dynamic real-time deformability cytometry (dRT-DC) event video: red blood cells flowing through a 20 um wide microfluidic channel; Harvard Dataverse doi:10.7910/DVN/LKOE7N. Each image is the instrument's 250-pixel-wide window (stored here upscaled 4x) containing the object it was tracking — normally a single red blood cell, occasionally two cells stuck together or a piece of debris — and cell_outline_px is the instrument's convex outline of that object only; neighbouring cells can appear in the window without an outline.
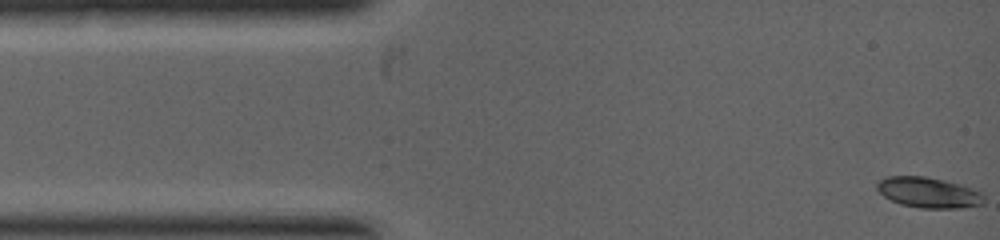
{"species": "common noctule bat (a hibernating species)", "species_latin": "Nyctalus noctula", "temperature_condition": "warm", "stored_images_in_passage": 7, "camera_frame_rate_fps": 5000, "um_per_image_px": 0.085, "animal": {"sex": "female", "body_mass_g": 19.0, "forearm_length_mm": 53.3}, "frame": {"image": 1, "passage_image": 1, "time_ms": 0.0, "image_size_px": [1000, 240], "cell_outline_px": [[984, 204], [960, 208], [920, 208], [900, 204], [884, 196], [876, 188], [876, 184], [880, 180], [888, 176], [924, 176], [960, 184], [980, 192], [984, 196]], "centroid_in_image_um": [78.92, 16.37], "position_along_channel_um": 6.1, "area_um2": 18.9}}
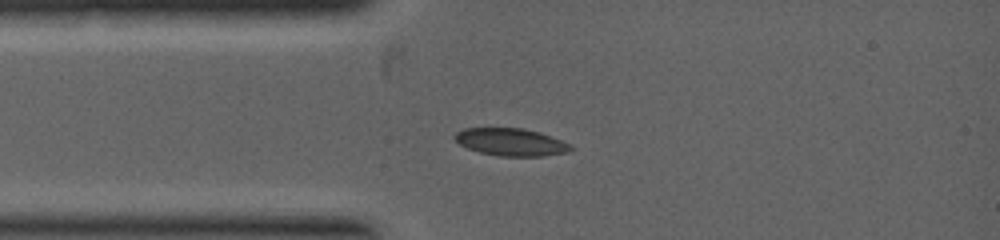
{"frame": {"image": 2, "passage_image": 5, "time_ms": 1.6, "image_size_px": [1000, 240], "cell_outline_px": [[572, 148], [568, 152], [544, 156], [500, 156], [480, 152], [468, 148], [460, 144], [452, 136], [456, 132], [464, 128], [524, 128], [540, 132], [572, 144]], "centroid_in_image_um": [43.44, 12.07], "position_along_channel_um": 41.6, "area_um2": 18.61}}
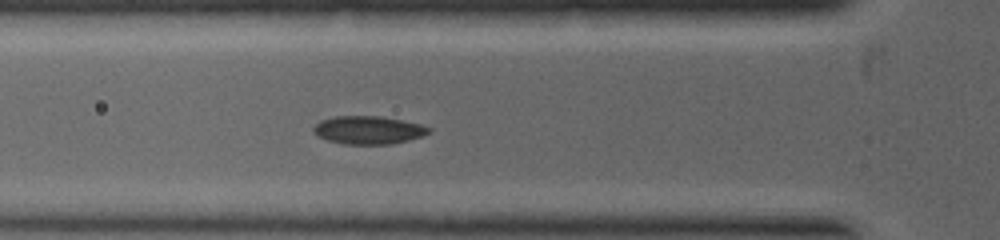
{"frame": {"image": 3, "passage_image": 7, "time_ms": 2.4, "image_size_px": [1000, 240], "cell_outline_px": [[432, 128], [428, 132], [420, 136], [408, 140], [388, 144], [344, 144], [328, 140], [316, 136], [312, 128], [320, 120], [336, 116], [380, 116], [420, 124]], "centroid_in_image_um": [31.26, 11.05], "position_along_channel_um": 94.5, "area_um2": 18.67}}